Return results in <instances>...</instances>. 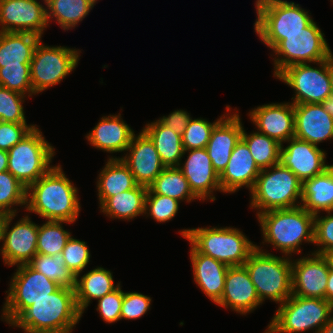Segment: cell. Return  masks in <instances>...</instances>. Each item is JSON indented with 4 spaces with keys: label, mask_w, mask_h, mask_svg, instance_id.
I'll return each mask as SVG.
<instances>
[{
    "label": "cell",
    "mask_w": 333,
    "mask_h": 333,
    "mask_svg": "<svg viewBox=\"0 0 333 333\" xmlns=\"http://www.w3.org/2000/svg\"><path fill=\"white\" fill-rule=\"evenodd\" d=\"M78 198L77 188L58 165L27 188L25 207L47 220L72 223L80 213Z\"/></svg>",
    "instance_id": "1"
},
{
    "label": "cell",
    "mask_w": 333,
    "mask_h": 333,
    "mask_svg": "<svg viewBox=\"0 0 333 333\" xmlns=\"http://www.w3.org/2000/svg\"><path fill=\"white\" fill-rule=\"evenodd\" d=\"M81 317L75 288L60 286L26 308L11 325L32 333H71Z\"/></svg>",
    "instance_id": "2"
},
{
    "label": "cell",
    "mask_w": 333,
    "mask_h": 333,
    "mask_svg": "<svg viewBox=\"0 0 333 333\" xmlns=\"http://www.w3.org/2000/svg\"><path fill=\"white\" fill-rule=\"evenodd\" d=\"M264 242L286 256L301 253L302 241L314 243L315 215L302 206L266 211L258 216Z\"/></svg>",
    "instance_id": "3"
},
{
    "label": "cell",
    "mask_w": 333,
    "mask_h": 333,
    "mask_svg": "<svg viewBox=\"0 0 333 333\" xmlns=\"http://www.w3.org/2000/svg\"><path fill=\"white\" fill-rule=\"evenodd\" d=\"M199 253L227 266H243L257 245L237 228H193L180 231Z\"/></svg>",
    "instance_id": "4"
},
{
    "label": "cell",
    "mask_w": 333,
    "mask_h": 333,
    "mask_svg": "<svg viewBox=\"0 0 333 333\" xmlns=\"http://www.w3.org/2000/svg\"><path fill=\"white\" fill-rule=\"evenodd\" d=\"M255 32L273 50L285 35L299 33L313 19L299 4L283 0H256Z\"/></svg>",
    "instance_id": "5"
},
{
    "label": "cell",
    "mask_w": 333,
    "mask_h": 333,
    "mask_svg": "<svg viewBox=\"0 0 333 333\" xmlns=\"http://www.w3.org/2000/svg\"><path fill=\"white\" fill-rule=\"evenodd\" d=\"M244 266L261 302L269 298L282 304L292 295V261L287 256L278 257L256 246Z\"/></svg>",
    "instance_id": "6"
},
{
    "label": "cell",
    "mask_w": 333,
    "mask_h": 333,
    "mask_svg": "<svg viewBox=\"0 0 333 333\" xmlns=\"http://www.w3.org/2000/svg\"><path fill=\"white\" fill-rule=\"evenodd\" d=\"M250 193L251 208L259 209L258 216L270 210L301 206L297 200L302 199V182L288 168L278 163L260 171Z\"/></svg>",
    "instance_id": "7"
},
{
    "label": "cell",
    "mask_w": 333,
    "mask_h": 333,
    "mask_svg": "<svg viewBox=\"0 0 333 333\" xmlns=\"http://www.w3.org/2000/svg\"><path fill=\"white\" fill-rule=\"evenodd\" d=\"M333 304L326 299L291 295L280 304L265 333H298L321 328L333 315Z\"/></svg>",
    "instance_id": "8"
},
{
    "label": "cell",
    "mask_w": 333,
    "mask_h": 333,
    "mask_svg": "<svg viewBox=\"0 0 333 333\" xmlns=\"http://www.w3.org/2000/svg\"><path fill=\"white\" fill-rule=\"evenodd\" d=\"M54 147L35 126L22 140L8 150V172L28 188L51 168Z\"/></svg>",
    "instance_id": "9"
},
{
    "label": "cell",
    "mask_w": 333,
    "mask_h": 333,
    "mask_svg": "<svg viewBox=\"0 0 333 333\" xmlns=\"http://www.w3.org/2000/svg\"><path fill=\"white\" fill-rule=\"evenodd\" d=\"M273 51L276 56H282L274 59L275 77L291 65L309 62L316 64L332 55L331 49L324 38V33L321 32L314 21L299 33L285 35V39Z\"/></svg>",
    "instance_id": "10"
},
{
    "label": "cell",
    "mask_w": 333,
    "mask_h": 333,
    "mask_svg": "<svg viewBox=\"0 0 333 333\" xmlns=\"http://www.w3.org/2000/svg\"><path fill=\"white\" fill-rule=\"evenodd\" d=\"M17 272L11 279L10 289L3 306L2 318L11 324L26 308L35 301L48 297L60 285L29 264L17 266Z\"/></svg>",
    "instance_id": "11"
},
{
    "label": "cell",
    "mask_w": 333,
    "mask_h": 333,
    "mask_svg": "<svg viewBox=\"0 0 333 333\" xmlns=\"http://www.w3.org/2000/svg\"><path fill=\"white\" fill-rule=\"evenodd\" d=\"M79 52L67 47L36 45L30 62V77L34 94L58 84L79 61Z\"/></svg>",
    "instance_id": "12"
},
{
    "label": "cell",
    "mask_w": 333,
    "mask_h": 333,
    "mask_svg": "<svg viewBox=\"0 0 333 333\" xmlns=\"http://www.w3.org/2000/svg\"><path fill=\"white\" fill-rule=\"evenodd\" d=\"M314 68L310 63L294 64L283 69L276 77L295 90L293 104H316L332 95L328 59L317 62Z\"/></svg>",
    "instance_id": "13"
},
{
    "label": "cell",
    "mask_w": 333,
    "mask_h": 333,
    "mask_svg": "<svg viewBox=\"0 0 333 333\" xmlns=\"http://www.w3.org/2000/svg\"><path fill=\"white\" fill-rule=\"evenodd\" d=\"M15 216L4 215L0 230V241H4L0 253L9 266L28 264L37 254L38 225L26 215L8 230Z\"/></svg>",
    "instance_id": "14"
},
{
    "label": "cell",
    "mask_w": 333,
    "mask_h": 333,
    "mask_svg": "<svg viewBox=\"0 0 333 333\" xmlns=\"http://www.w3.org/2000/svg\"><path fill=\"white\" fill-rule=\"evenodd\" d=\"M0 32H29L42 36L49 24L47 10L37 0H0Z\"/></svg>",
    "instance_id": "15"
},
{
    "label": "cell",
    "mask_w": 333,
    "mask_h": 333,
    "mask_svg": "<svg viewBox=\"0 0 333 333\" xmlns=\"http://www.w3.org/2000/svg\"><path fill=\"white\" fill-rule=\"evenodd\" d=\"M286 148L281 145L280 163L303 183L323 173L331 165L325 164L326 154L318 146L293 137Z\"/></svg>",
    "instance_id": "16"
},
{
    "label": "cell",
    "mask_w": 333,
    "mask_h": 333,
    "mask_svg": "<svg viewBox=\"0 0 333 333\" xmlns=\"http://www.w3.org/2000/svg\"><path fill=\"white\" fill-rule=\"evenodd\" d=\"M312 256L292 262V295L326 299L329 266L323 255Z\"/></svg>",
    "instance_id": "17"
},
{
    "label": "cell",
    "mask_w": 333,
    "mask_h": 333,
    "mask_svg": "<svg viewBox=\"0 0 333 333\" xmlns=\"http://www.w3.org/2000/svg\"><path fill=\"white\" fill-rule=\"evenodd\" d=\"M127 154L121 160L128 166L138 185L149 187L164 170L159 154L150 137L142 130L134 134Z\"/></svg>",
    "instance_id": "18"
},
{
    "label": "cell",
    "mask_w": 333,
    "mask_h": 333,
    "mask_svg": "<svg viewBox=\"0 0 333 333\" xmlns=\"http://www.w3.org/2000/svg\"><path fill=\"white\" fill-rule=\"evenodd\" d=\"M257 132L267 135L283 145L294 137L295 119L293 103H273L258 106L249 114Z\"/></svg>",
    "instance_id": "19"
},
{
    "label": "cell",
    "mask_w": 333,
    "mask_h": 333,
    "mask_svg": "<svg viewBox=\"0 0 333 333\" xmlns=\"http://www.w3.org/2000/svg\"><path fill=\"white\" fill-rule=\"evenodd\" d=\"M217 304L224 308L230 307L233 311L244 315L262 304L244 265L228 268L224 290Z\"/></svg>",
    "instance_id": "20"
},
{
    "label": "cell",
    "mask_w": 333,
    "mask_h": 333,
    "mask_svg": "<svg viewBox=\"0 0 333 333\" xmlns=\"http://www.w3.org/2000/svg\"><path fill=\"white\" fill-rule=\"evenodd\" d=\"M188 153L189 156L183 166L178 168L184 174L192 192L199 200L210 197V200L214 201L213 191L222 192V190L219 175L213 169L206 148L188 150Z\"/></svg>",
    "instance_id": "21"
},
{
    "label": "cell",
    "mask_w": 333,
    "mask_h": 333,
    "mask_svg": "<svg viewBox=\"0 0 333 333\" xmlns=\"http://www.w3.org/2000/svg\"><path fill=\"white\" fill-rule=\"evenodd\" d=\"M240 120L237 113L225 114L211 132L206 150L218 175L226 168L235 145L241 140L243 126Z\"/></svg>",
    "instance_id": "22"
},
{
    "label": "cell",
    "mask_w": 333,
    "mask_h": 333,
    "mask_svg": "<svg viewBox=\"0 0 333 333\" xmlns=\"http://www.w3.org/2000/svg\"><path fill=\"white\" fill-rule=\"evenodd\" d=\"M260 169L246 143L241 139L233 149L230 160L219 175L222 192L234 193L242 186L254 188Z\"/></svg>",
    "instance_id": "23"
},
{
    "label": "cell",
    "mask_w": 333,
    "mask_h": 333,
    "mask_svg": "<svg viewBox=\"0 0 333 333\" xmlns=\"http://www.w3.org/2000/svg\"><path fill=\"white\" fill-rule=\"evenodd\" d=\"M295 119L294 137L313 145L333 139V118L324 111L321 103L293 104Z\"/></svg>",
    "instance_id": "24"
},
{
    "label": "cell",
    "mask_w": 333,
    "mask_h": 333,
    "mask_svg": "<svg viewBox=\"0 0 333 333\" xmlns=\"http://www.w3.org/2000/svg\"><path fill=\"white\" fill-rule=\"evenodd\" d=\"M190 259L195 282L203 293L217 304L224 290L225 277L229 266L210 256L199 253L192 245Z\"/></svg>",
    "instance_id": "25"
},
{
    "label": "cell",
    "mask_w": 333,
    "mask_h": 333,
    "mask_svg": "<svg viewBox=\"0 0 333 333\" xmlns=\"http://www.w3.org/2000/svg\"><path fill=\"white\" fill-rule=\"evenodd\" d=\"M134 136V131L121 119V115L102 117L86 138L92 146L115 153L126 151Z\"/></svg>",
    "instance_id": "26"
},
{
    "label": "cell",
    "mask_w": 333,
    "mask_h": 333,
    "mask_svg": "<svg viewBox=\"0 0 333 333\" xmlns=\"http://www.w3.org/2000/svg\"><path fill=\"white\" fill-rule=\"evenodd\" d=\"M301 206L313 215L333 211V165L302 183Z\"/></svg>",
    "instance_id": "27"
},
{
    "label": "cell",
    "mask_w": 333,
    "mask_h": 333,
    "mask_svg": "<svg viewBox=\"0 0 333 333\" xmlns=\"http://www.w3.org/2000/svg\"><path fill=\"white\" fill-rule=\"evenodd\" d=\"M41 37L29 32H0V67L30 65Z\"/></svg>",
    "instance_id": "28"
},
{
    "label": "cell",
    "mask_w": 333,
    "mask_h": 333,
    "mask_svg": "<svg viewBox=\"0 0 333 333\" xmlns=\"http://www.w3.org/2000/svg\"><path fill=\"white\" fill-rule=\"evenodd\" d=\"M138 184L121 158H109L97 181L100 206L111 196L133 189Z\"/></svg>",
    "instance_id": "29"
},
{
    "label": "cell",
    "mask_w": 333,
    "mask_h": 333,
    "mask_svg": "<svg viewBox=\"0 0 333 333\" xmlns=\"http://www.w3.org/2000/svg\"><path fill=\"white\" fill-rule=\"evenodd\" d=\"M153 141L160 160L165 167H179L184 156L182 136L164 126L159 120L142 129Z\"/></svg>",
    "instance_id": "30"
},
{
    "label": "cell",
    "mask_w": 333,
    "mask_h": 333,
    "mask_svg": "<svg viewBox=\"0 0 333 333\" xmlns=\"http://www.w3.org/2000/svg\"><path fill=\"white\" fill-rule=\"evenodd\" d=\"M112 273L102 267H97L84 274L80 280L76 278L75 296L79 311L83 314L85 308L90 304L91 299L102 298L107 293L114 291Z\"/></svg>",
    "instance_id": "31"
},
{
    "label": "cell",
    "mask_w": 333,
    "mask_h": 333,
    "mask_svg": "<svg viewBox=\"0 0 333 333\" xmlns=\"http://www.w3.org/2000/svg\"><path fill=\"white\" fill-rule=\"evenodd\" d=\"M148 187L137 185L135 188L109 197L101 206L106 216L121 219H133L145 214V198Z\"/></svg>",
    "instance_id": "32"
},
{
    "label": "cell",
    "mask_w": 333,
    "mask_h": 333,
    "mask_svg": "<svg viewBox=\"0 0 333 333\" xmlns=\"http://www.w3.org/2000/svg\"><path fill=\"white\" fill-rule=\"evenodd\" d=\"M98 0H44L47 19H56L63 30L72 29L82 21Z\"/></svg>",
    "instance_id": "33"
},
{
    "label": "cell",
    "mask_w": 333,
    "mask_h": 333,
    "mask_svg": "<svg viewBox=\"0 0 333 333\" xmlns=\"http://www.w3.org/2000/svg\"><path fill=\"white\" fill-rule=\"evenodd\" d=\"M149 188L155 194L169 196L179 202L185 199L187 202L199 199L178 167H165Z\"/></svg>",
    "instance_id": "34"
},
{
    "label": "cell",
    "mask_w": 333,
    "mask_h": 333,
    "mask_svg": "<svg viewBox=\"0 0 333 333\" xmlns=\"http://www.w3.org/2000/svg\"><path fill=\"white\" fill-rule=\"evenodd\" d=\"M241 139L248 146L253 159L260 170L280 163L281 144L259 132L247 134L243 128Z\"/></svg>",
    "instance_id": "35"
},
{
    "label": "cell",
    "mask_w": 333,
    "mask_h": 333,
    "mask_svg": "<svg viewBox=\"0 0 333 333\" xmlns=\"http://www.w3.org/2000/svg\"><path fill=\"white\" fill-rule=\"evenodd\" d=\"M28 264L60 286H76V276L65 265L62 253L55 256L36 254Z\"/></svg>",
    "instance_id": "36"
},
{
    "label": "cell",
    "mask_w": 333,
    "mask_h": 333,
    "mask_svg": "<svg viewBox=\"0 0 333 333\" xmlns=\"http://www.w3.org/2000/svg\"><path fill=\"white\" fill-rule=\"evenodd\" d=\"M61 223L71 222L48 220L42 226L38 225L37 254L55 256L62 253L71 234Z\"/></svg>",
    "instance_id": "37"
},
{
    "label": "cell",
    "mask_w": 333,
    "mask_h": 333,
    "mask_svg": "<svg viewBox=\"0 0 333 333\" xmlns=\"http://www.w3.org/2000/svg\"><path fill=\"white\" fill-rule=\"evenodd\" d=\"M27 188L8 171L0 173V213L3 215L16 214L11 209L13 205L26 204Z\"/></svg>",
    "instance_id": "38"
},
{
    "label": "cell",
    "mask_w": 333,
    "mask_h": 333,
    "mask_svg": "<svg viewBox=\"0 0 333 333\" xmlns=\"http://www.w3.org/2000/svg\"><path fill=\"white\" fill-rule=\"evenodd\" d=\"M0 86L20 94H34L30 65H5L0 67Z\"/></svg>",
    "instance_id": "39"
},
{
    "label": "cell",
    "mask_w": 333,
    "mask_h": 333,
    "mask_svg": "<svg viewBox=\"0 0 333 333\" xmlns=\"http://www.w3.org/2000/svg\"><path fill=\"white\" fill-rule=\"evenodd\" d=\"M224 116L225 115L221 116L216 120V122L213 123H210L202 118H191L182 135L184 153L192 149L206 148L213 128Z\"/></svg>",
    "instance_id": "40"
},
{
    "label": "cell",
    "mask_w": 333,
    "mask_h": 333,
    "mask_svg": "<svg viewBox=\"0 0 333 333\" xmlns=\"http://www.w3.org/2000/svg\"><path fill=\"white\" fill-rule=\"evenodd\" d=\"M25 95L0 86V121L27 124L22 106Z\"/></svg>",
    "instance_id": "41"
},
{
    "label": "cell",
    "mask_w": 333,
    "mask_h": 333,
    "mask_svg": "<svg viewBox=\"0 0 333 333\" xmlns=\"http://www.w3.org/2000/svg\"><path fill=\"white\" fill-rule=\"evenodd\" d=\"M179 209V201L169 196L155 194L149 187L145 198V214L149 215L157 222L171 220Z\"/></svg>",
    "instance_id": "42"
},
{
    "label": "cell",
    "mask_w": 333,
    "mask_h": 333,
    "mask_svg": "<svg viewBox=\"0 0 333 333\" xmlns=\"http://www.w3.org/2000/svg\"><path fill=\"white\" fill-rule=\"evenodd\" d=\"M86 244L84 241L74 239L71 236L62 250L65 265L74 273L76 278L89 263L90 252Z\"/></svg>",
    "instance_id": "43"
},
{
    "label": "cell",
    "mask_w": 333,
    "mask_h": 333,
    "mask_svg": "<svg viewBox=\"0 0 333 333\" xmlns=\"http://www.w3.org/2000/svg\"><path fill=\"white\" fill-rule=\"evenodd\" d=\"M327 213V216L320 218L316 214L314 219V244L322 246L314 253L320 255L333 249V215L331 211Z\"/></svg>",
    "instance_id": "44"
},
{
    "label": "cell",
    "mask_w": 333,
    "mask_h": 333,
    "mask_svg": "<svg viewBox=\"0 0 333 333\" xmlns=\"http://www.w3.org/2000/svg\"><path fill=\"white\" fill-rule=\"evenodd\" d=\"M98 300L97 311L101 318L107 323H113L121 319V307L123 302V291L119 286L112 292L107 293Z\"/></svg>",
    "instance_id": "45"
},
{
    "label": "cell",
    "mask_w": 333,
    "mask_h": 333,
    "mask_svg": "<svg viewBox=\"0 0 333 333\" xmlns=\"http://www.w3.org/2000/svg\"><path fill=\"white\" fill-rule=\"evenodd\" d=\"M151 298L138 292H123L121 319H137L142 317L149 309Z\"/></svg>",
    "instance_id": "46"
},
{
    "label": "cell",
    "mask_w": 333,
    "mask_h": 333,
    "mask_svg": "<svg viewBox=\"0 0 333 333\" xmlns=\"http://www.w3.org/2000/svg\"><path fill=\"white\" fill-rule=\"evenodd\" d=\"M35 125L0 121V150L8 151L22 140Z\"/></svg>",
    "instance_id": "47"
},
{
    "label": "cell",
    "mask_w": 333,
    "mask_h": 333,
    "mask_svg": "<svg viewBox=\"0 0 333 333\" xmlns=\"http://www.w3.org/2000/svg\"><path fill=\"white\" fill-rule=\"evenodd\" d=\"M190 119L191 117L186 111L176 110L167 117L163 116L159 121L167 128L182 136Z\"/></svg>",
    "instance_id": "48"
},
{
    "label": "cell",
    "mask_w": 333,
    "mask_h": 333,
    "mask_svg": "<svg viewBox=\"0 0 333 333\" xmlns=\"http://www.w3.org/2000/svg\"><path fill=\"white\" fill-rule=\"evenodd\" d=\"M326 300L333 304V270L331 269H329V274H328Z\"/></svg>",
    "instance_id": "49"
},
{
    "label": "cell",
    "mask_w": 333,
    "mask_h": 333,
    "mask_svg": "<svg viewBox=\"0 0 333 333\" xmlns=\"http://www.w3.org/2000/svg\"><path fill=\"white\" fill-rule=\"evenodd\" d=\"M321 105L326 113L333 118V95L328 96Z\"/></svg>",
    "instance_id": "50"
},
{
    "label": "cell",
    "mask_w": 333,
    "mask_h": 333,
    "mask_svg": "<svg viewBox=\"0 0 333 333\" xmlns=\"http://www.w3.org/2000/svg\"><path fill=\"white\" fill-rule=\"evenodd\" d=\"M8 170V151L0 150V173Z\"/></svg>",
    "instance_id": "51"
},
{
    "label": "cell",
    "mask_w": 333,
    "mask_h": 333,
    "mask_svg": "<svg viewBox=\"0 0 333 333\" xmlns=\"http://www.w3.org/2000/svg\"><path fill=\"white\" fill-rule=\"evenodd\" d=\"M326 259L329 269L333 270V249L322 254Z\"/></svg>",
    "instance_id": "52"
},
{
    "label": "cell",
    "mask_w": 333,
    "mask_h": 333,
    "mask_svg": "<svg viewBox=\"0 0 333 333\" xmlns=\"http://www.w3.org/2000/svg\"><path fill=\"white\" fill-rule=\"evenodd\" d=\"M319 333H333V316L319 331Z\"/></svg>",
    "instance_id": "53"
},
{
    "label": "cell",
    "mask_w": 333,
    "mask_h": 333,
    "mask_svg": "<svg viewBox=\"0 0 333 333\" xmlns=\"http://www.w3.org/2000/svg\"><path fill=\"white\" fill-rule=\"evenodd\" d=\"M328 69H329V75L331 79V91L333 95V54L328 58Z\"/></svg>",
    "instance_id": "54"
},
{
    "label": "cell",
    "mask_w": 333,
    "mask_h": 333,
    "mask_svg": "<svg viewBox=\"0 0 333 333\" xmlns=\"http://www.w3.org/2000/svg\"><path fill=\"white\" fill-rule=\"evenodd\" d=\"M3 217H4V215L2 213H0V230H1V223H2Z\"/></svg>",
    "instance_id": "55"
}]
</instances>
